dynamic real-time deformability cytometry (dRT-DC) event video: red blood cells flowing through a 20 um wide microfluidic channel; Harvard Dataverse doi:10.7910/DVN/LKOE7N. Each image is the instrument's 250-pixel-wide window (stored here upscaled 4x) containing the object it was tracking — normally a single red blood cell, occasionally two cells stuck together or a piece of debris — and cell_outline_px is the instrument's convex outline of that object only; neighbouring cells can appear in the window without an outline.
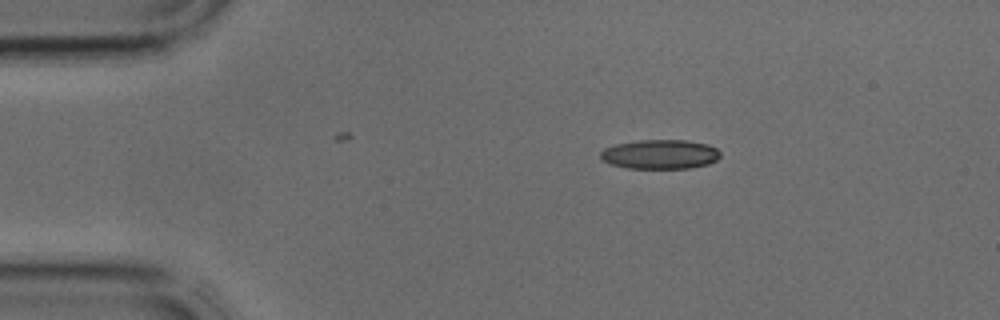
{"species": "common noctule bat (a hibernating species)", "species_latin": "Nyctalus noctula", "temperature_condition": "cold", "stored_images_in_passage": 2, "camera_frame_rate_fps": 3000, "um_per_image_px": 0.085, "animal": {"sex": "male", "body_mass_g": 17.9, "forearm_length_mm": 54.2}, "frame": {"image": 1, "passage_image": 1, "time_ms": 0.0, "image_size_px": [1000, 320], "cell_outline_px": [[720, 156], [716, 160], [708, 164], [692, 168], [628, 168], [612, 164], [600, 160], [600, 152], [604, 148], [616, 144], [640, 140], [688, 140], [708, 144], [716, 148], [720, 152]], "centroid_in_image_um": [56.11, 13.11], "position_along_channel_um": 28.9, "area_um2": 20.58}}